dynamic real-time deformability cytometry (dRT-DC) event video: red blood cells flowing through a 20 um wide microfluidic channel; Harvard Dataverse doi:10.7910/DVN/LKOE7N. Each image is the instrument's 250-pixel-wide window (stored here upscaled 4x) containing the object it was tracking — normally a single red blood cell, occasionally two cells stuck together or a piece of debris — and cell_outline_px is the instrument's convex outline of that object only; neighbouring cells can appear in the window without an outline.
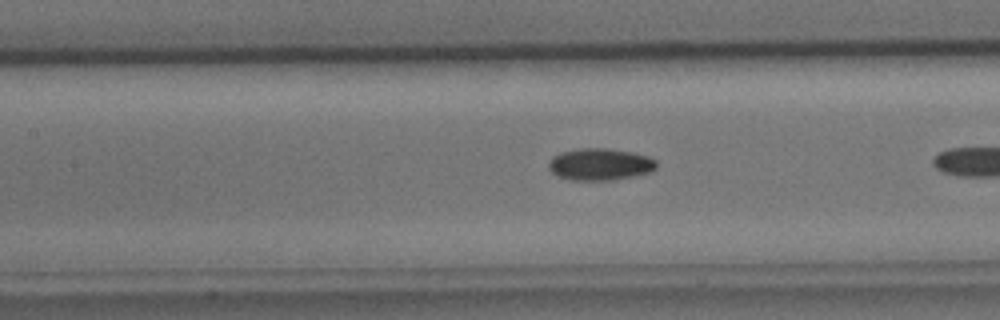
{"species": "common noctule bat (a hibernating species)", "species_latin": "Nyctalus noctula", "temperature_condition": "cold", "stored_images_in_passage": 15, "camera_frame_rate_fps": 3000, "um_per_image_px": 0.085, "animal": {"sex": "male", "body_mass_g": 15.6}, "frame": {"image": 1, "passage_image": 9, "time_ms": 2.667, "image_size_px": [1000, 320], "cell_outline_px": [[656, 168], [652, 172], [612, 180], [568, 180], [556, 176], [548, 168], [548, 164], [552, 156], [560, 152], [580, 148], [604, 148], [632, 152], [648, 156], [656, 160]], "centroid_in_image_um": [50.97, 13.97], "position_along_channel_um": 156.4, "area_um2": 20.23}}